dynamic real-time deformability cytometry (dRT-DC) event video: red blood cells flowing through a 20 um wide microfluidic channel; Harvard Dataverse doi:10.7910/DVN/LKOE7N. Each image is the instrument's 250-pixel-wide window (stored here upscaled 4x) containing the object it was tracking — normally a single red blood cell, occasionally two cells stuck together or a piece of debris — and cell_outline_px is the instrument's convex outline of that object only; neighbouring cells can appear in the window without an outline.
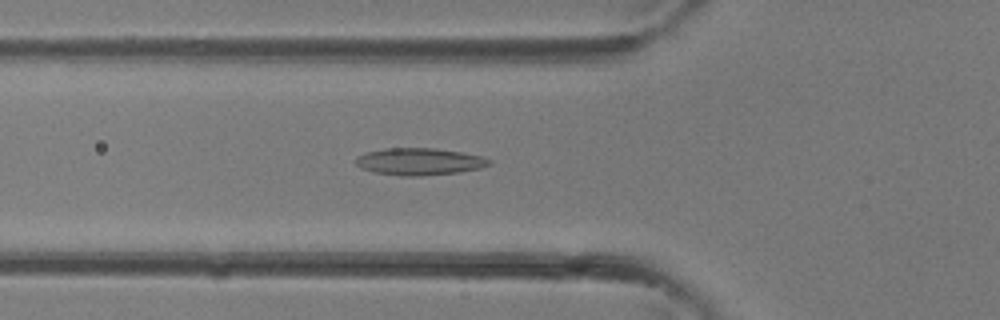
{"species": "common noctule bat (a hibernating species)", "species_latin": "Nyctalus noctula", "temperature_condition": "room temperature", "stored_images_in_passage": 32, "camera_frame_rate_fps": 3000, "um_per_image_px": 0.085, "animal": {"sex": "female"}, "frame": {"image": 1, "passage_image": 8, "time_ms": 2.333, "image_size_px": [1000, 320], "cell_outline_px": [[492, 164], [480, 168], [460, 172], [420, 176], [400, 176], [372, 172], [360, 168], [356, 164], [356, 156], [368, 152], [384, 148], [436, 148], [484, 156], [492, 160]], "centroid_in_image_um": [35.66, 13.74], "position_along_channel_um": 90.1, "area_um2": 21.27}}
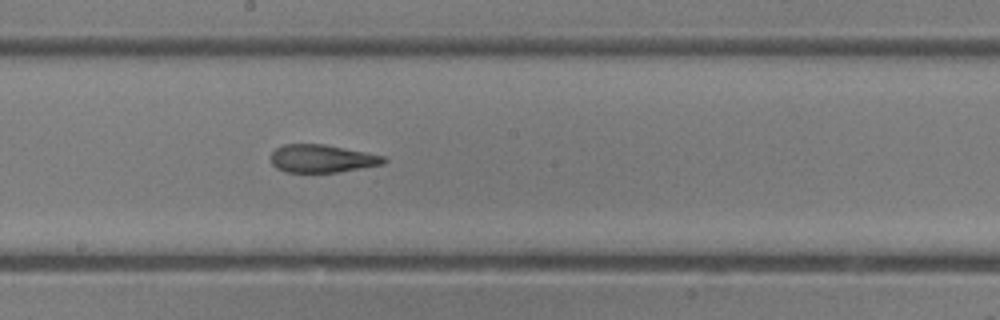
{"frame": {"image": 2, "passage_image": 15, "time_ms": 4.667, "image_size_px": [1000, 320], "cell_outline_px": [[388, 160], [384, 164], [336, 172], [288, 172], [276, 168], [272, 164], [272, 152], [276, 148], [284, 144], [324, 144], [384, 156]], "centroid_in_image_um": [27.37, 13.48], "position_along_channel_um": 220.8, "area_um2": 18.15}}
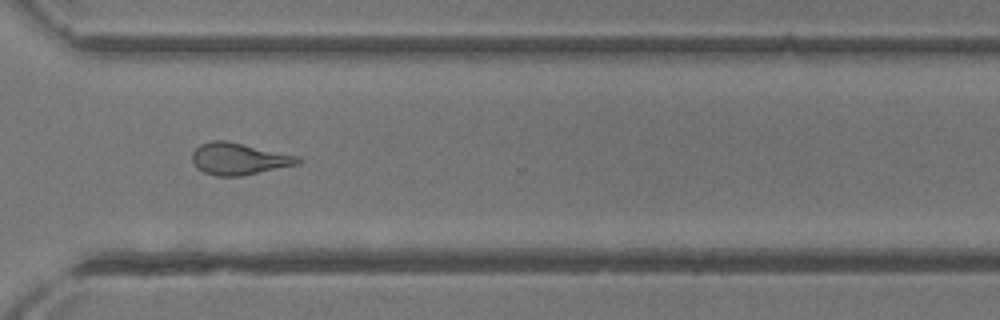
{"frame": {"image": 3, "passage_image": 22, "time_ms": 7.0, "image_size_px": [1000, 320], "cell_outline_px": [[304, 160], [300, 164], [240, 176], [216, 176], [204, 172], [196, 168], [192, 160], [192, 152], [200, 144], [212, 140], [228, 140], [300, 156]], "centroid_in_image_um": [20.33, 13.49], "position_along_channel_um": 350.3, "area_um2": 19.94}}